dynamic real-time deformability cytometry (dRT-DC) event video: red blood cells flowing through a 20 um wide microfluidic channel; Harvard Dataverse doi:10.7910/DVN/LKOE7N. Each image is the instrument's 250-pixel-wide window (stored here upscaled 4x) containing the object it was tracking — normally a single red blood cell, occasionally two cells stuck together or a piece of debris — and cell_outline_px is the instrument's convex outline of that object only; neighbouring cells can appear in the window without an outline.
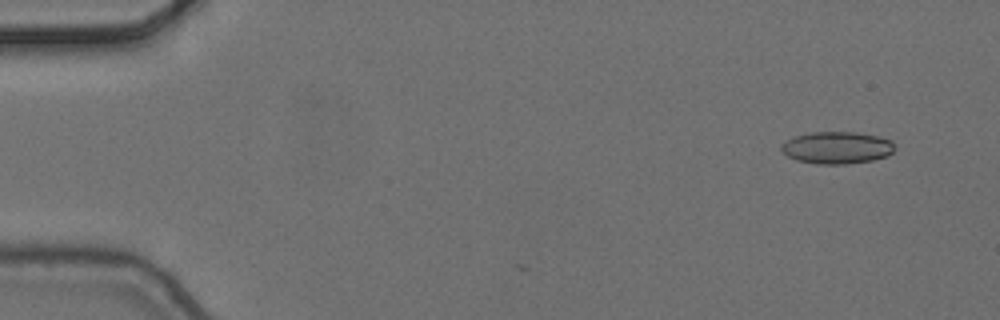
{"species": "common noctule bat (a hibernating species)", "species_latin": "Nyctalus noctula", "temperature_condition": "cold", "stored_images_in_passage": 3, "camera_frame_rate_fps": 3000, "um_per_image_px": 0.085, "animal": {"sex": "female", "body_mass_g": 24.6, "forearm_length_mm": 56.2}, "frame": {"image": 1, "passage_image": 1, "time_ms": 0.0, "image_size_px": [1000, 320], "cell_outline_px": [[896, 148], [888, 156], [872, 160], [844, 164], [816, 164], [796, 160], [788, 156], [780, 148], [788, 140], [796, 136], [812, 132], [856, 132], [876, 136], [892, 140]], "centroid_in_image_um": [71.18, 12.56], "position_along_channel_um": 13.8, "area_um2": 21.1}}